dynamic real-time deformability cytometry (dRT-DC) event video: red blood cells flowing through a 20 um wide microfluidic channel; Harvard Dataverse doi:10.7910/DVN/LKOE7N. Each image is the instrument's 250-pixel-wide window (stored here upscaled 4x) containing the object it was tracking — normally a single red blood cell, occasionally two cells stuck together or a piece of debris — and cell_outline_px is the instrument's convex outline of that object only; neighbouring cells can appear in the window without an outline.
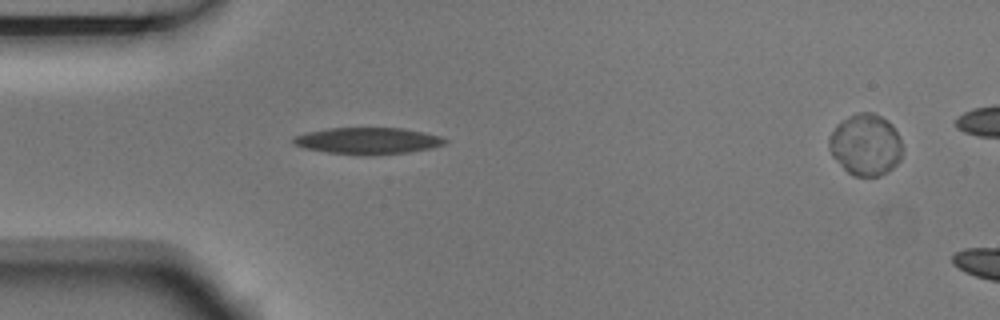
{"species": "Egyptian fruit bat (a non-hibernating species)", "species_latin": "Rousettus aegyptiacus", "temperature_condition": "room temperature", "stored_images_in_passage": 5, "camera_frame_rate_fps": 3000, "um_per_image_px": 0.085, "animal": {"sex": "male"}, "frame": {"image": 1, "passage_image": 4, "time_ms": 1.0, "image_size_px": [1000, 320], "cell_outline_px": [[448, 140], [444, 144], [432, 148], [408, 152], [324, 152], [304, 148], [292, 144], [292, 136], [304, 132], [328, 128], [404, 128], [424, 132], [440, 136]], "centroid_in_image_um": [31.21, 11.91], "position_along_channel_um": 53.8, "area_um2": 22.66}}